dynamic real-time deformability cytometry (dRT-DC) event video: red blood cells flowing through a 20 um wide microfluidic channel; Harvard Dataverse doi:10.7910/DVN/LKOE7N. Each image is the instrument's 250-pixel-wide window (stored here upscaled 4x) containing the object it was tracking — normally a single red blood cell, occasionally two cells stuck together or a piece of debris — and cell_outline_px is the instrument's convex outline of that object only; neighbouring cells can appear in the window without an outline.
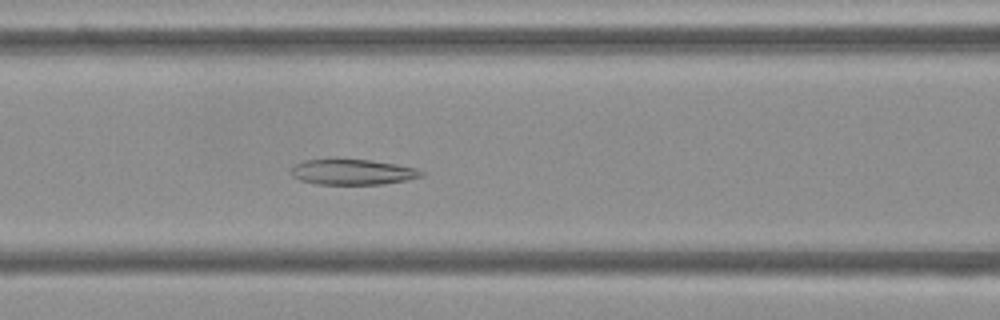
{"species": "Egyptian fruit bat (a non-hibernating species)", "species_latin": "Rousettus aegyptiacus", "temperature_condition": "cold", "stored_images_in_passage": 55, "camera_frame_rate_fps": 3000, "um_per_image_px": 0.085, "frame": {"image": 1, "passage_image": 22, "time_ms": 7.0, "image_size_px": [1000, 320], "cell_outline_px": [[424, 176], [408, 180], [384, 184], [316, 184], [300, 180], [292, 176], [292, 168], [296, 164], [304, 160], [332, 156], [336, 156], [372, 160], [396, 164], [416, 168], [424, 172]], "centroid_in_image_um": [29.95, 14.57], "position_along_channel_um": 136.7, "area_um2": 20.23}}
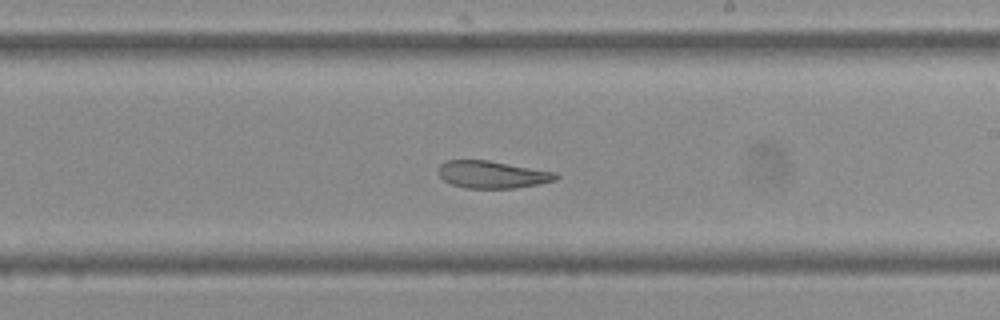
{"frame": {"image": 2, "passage_image": 31, "time_ms": 10.0, "image_size_px": [1000, 320], "cell_outline_px": [[560, 176], [556, 180], [536, 184], [512, 188], [468, 188], [452, 184], [444, 180], [436, 172], [440, 164], [448, 160], [488, 160], [556, 172]], "centroid_in_image_um": [41.82, 14.82], "position_along_channel_um": 247.2, "area_um2": 18.61}}
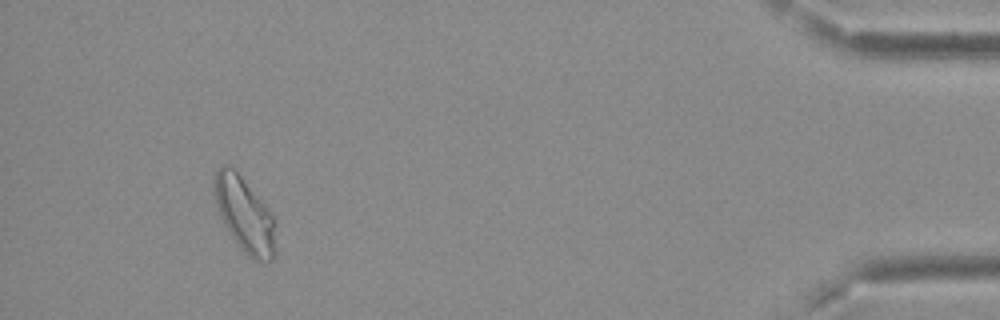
{"frame": {"image": 3, "passage_image": 50, "time_ms": 16.333, "image_size_px": [1000, 320], "cell_outline_px": [[276, 256], [272, 260], [256, 260], [248, 256], [240, 248], [228, 232], [220, 216], [216, 204], [212, 184], [216, 168], [220, 164], [228, 164], [240, 176], [272, 212], [276, 220]], "centroid_in_image_um": [20.8, 18.25], "position_along_channel_um": 414.4, "area_um2": 27.22}, "authors_computed_cell_mechanics": {"area_um2": 23.2934, "velocity_mm_per_s": 3.6915, "shape_relaxation_time_tau1_ms": null, "shape_relaxation_time_tau2_ms": 4.1123, "deformation_change_tau1": null, "deformation_change_tau2": 0.1072}}